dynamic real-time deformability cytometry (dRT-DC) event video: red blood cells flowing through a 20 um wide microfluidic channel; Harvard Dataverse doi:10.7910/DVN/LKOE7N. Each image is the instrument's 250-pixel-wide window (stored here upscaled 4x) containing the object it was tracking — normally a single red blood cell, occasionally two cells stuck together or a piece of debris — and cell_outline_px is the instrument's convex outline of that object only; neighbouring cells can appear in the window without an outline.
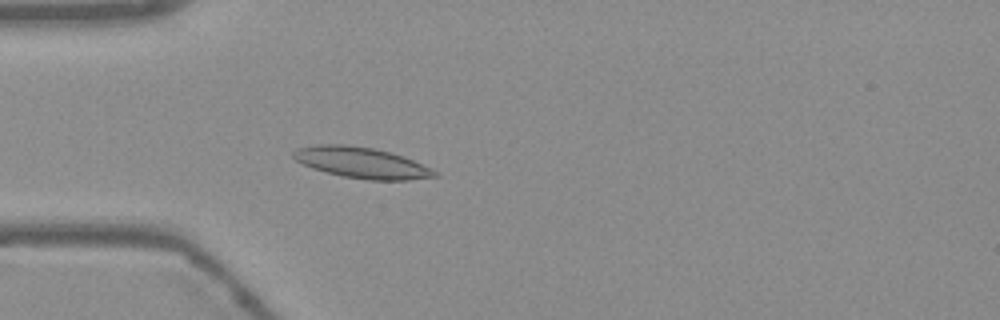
{"species": "Egyptian fruit bat (a non-hibernating species)", "species_latin": "Rousettus aegyptiacus", "temperature_condition": "warm", "stored_images_in_passage": 54, "camera_frame_rate_fps": 3000, "um_per_image_px": 0.085, "frame": {"image": 1, "passage_image": 16, "time_ms": 5.0, "image_size_px": [1000, 320], "cell_outline_px": [[440, 176], [408, 180], [368, 180], [344, 176], [312, 168], [296, 160], [292, 156], [292, 152], [296, 148], [316, 144], [344, 144], [376, 148], [404, 156], [436, 172]], "centroid_in_image_um": [30.7, 13.81], "position_along_channel_um": 54.3, "area_um2": 25.32}}
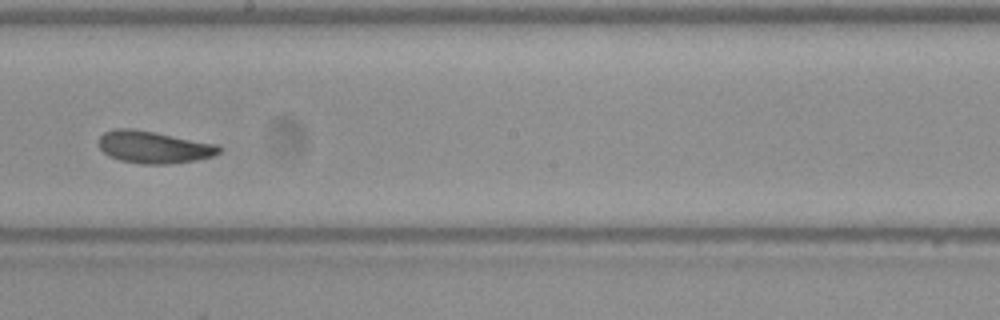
{"frame": {"image": 2, "passage_image": 31, "time_ms": 10.0, "image_size_px": [1000, 320], "cell_outline_px": [[220, 152], [212, 156], [196, 160], [164, 164], [144, 164], [120, 160], [108, 156], [100, 148], [100, 136], [104, 132], [116, 128], [132, 128], [156, 132], [216, 144], [220, 148]], "centroid_in_image_um": [13.04, 12.5], "position_along_channel_um": 235.2, "area_um2": 22.37}}
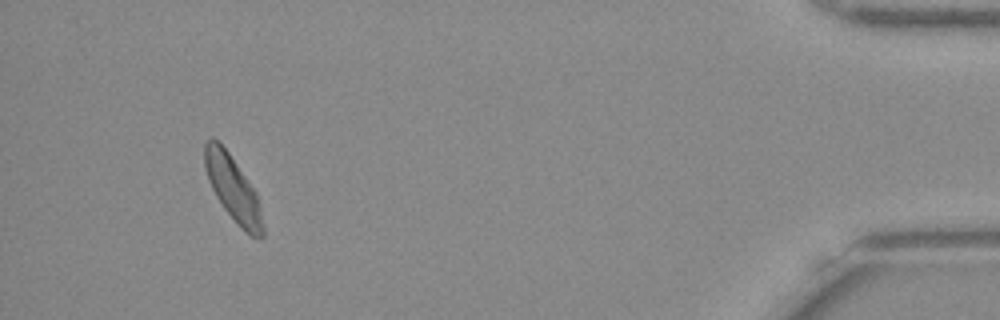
{"frame": {"image": 3, "passage_image": 51, "time_ms": 16.667, "image_size_px": [1000, 320], "cell_outline_px": [[264, 236], [252, 236], [240, 228], [224, 208], [216, 196], [208, 180], [204, 168], [204, 144], [212, 136], [228, 152], [256, 192], [260, 204], [264, 228]], "centroid_in_image_um": [19.79, 16.04], "position_along_channel_um": 415.4, "area_um2": 21.85}, "authors_computed_cell_mechanics": {"area_um2": 22.5998, "velocity_mm_per_s": 3.7434, "shape_relaxation_time_tau1_ms": 3.9957, "shape_relaxation_time_tau2_ms": 3.5814, "deformation_change_tau1": 0.1118, "deformation_change_tau2": 0.1046}}